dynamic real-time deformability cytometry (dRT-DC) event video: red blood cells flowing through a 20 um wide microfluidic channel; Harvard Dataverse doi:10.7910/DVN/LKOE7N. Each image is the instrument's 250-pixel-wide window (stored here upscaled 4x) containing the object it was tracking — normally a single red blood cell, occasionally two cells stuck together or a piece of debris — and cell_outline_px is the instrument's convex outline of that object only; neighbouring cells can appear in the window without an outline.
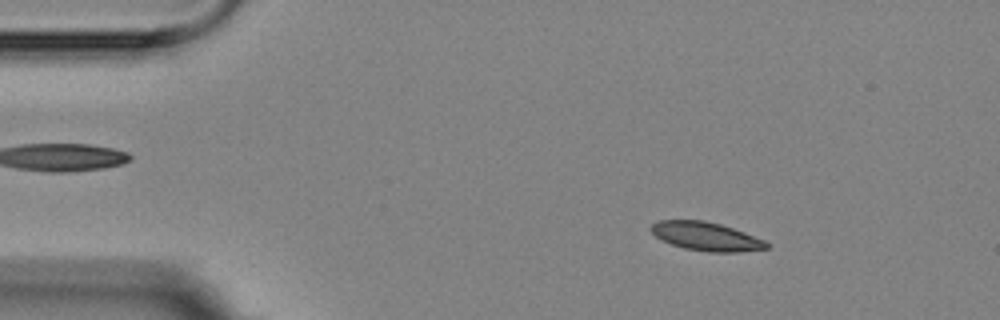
{"species": "Egyptian fruit bat (a non-hibernating species)", "species_latin": "Rousettus aegyptiacus", "temperature_condition": "room temperature", "stored_images_in_passage": 6, "camera_frame_rate_fps": 3000, "um_per_image_px": 0.085, "animal": {"sex": "female"}, "frame": {"image": 1, "passage_image": 1, "time_ms": 0.0, "image_size_px": [1000, 320], "cell_outline_px": [[768, 248], [740, 252], [708, 252], [684, 248], [672, 244], [656, 236], [648, 228], [652, 224], [660, 220], [704, 220], [720, 224], [744, 232], [764, 240], [768, 244]], "centroid_in_image_um": [60.01, 20.09], "position_along_channel_um": 25.0, "area_um2": 19.07}}
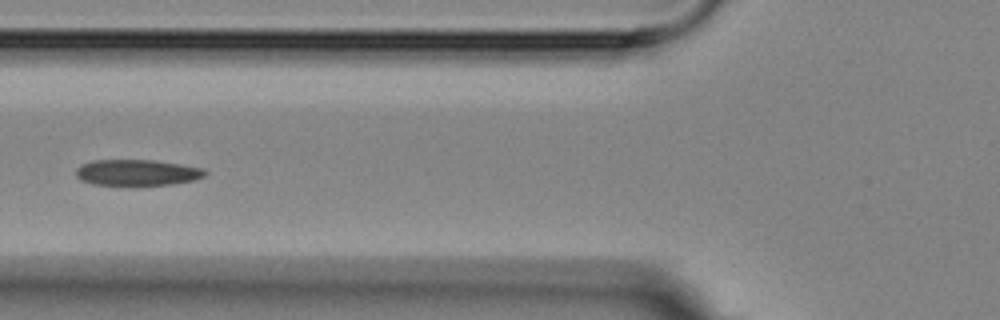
{"frame": {"image": 2, "passage_image": 4, "time_ms": 4.333, "image_size_px": [1000, 320], "cell_outline_px": [[208, 172], [204, 176], [196, 180], [172, 184], [136, 188], [92, 184], [80, 180], [76, 176], [76, 168], [80, 164], [92, 160], [156, 160], [204, 168]], "centroid_in_image_um": [11.64, 14.71], "position_along_channel_um": 114.2, "area_um2": 20.69}}
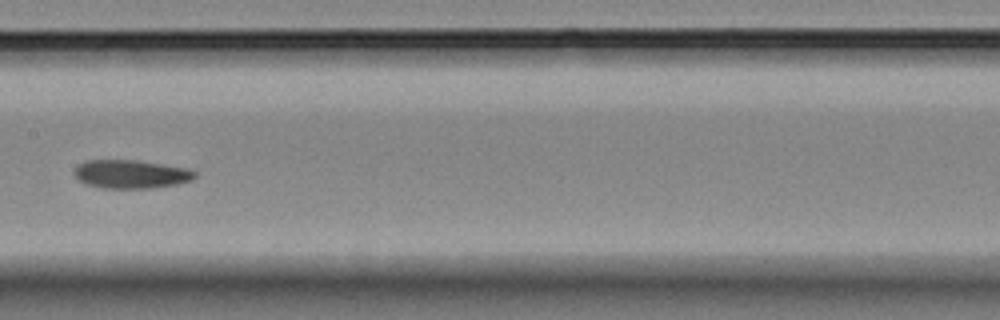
{"frame": {"image": 3, "passage_image": 6, "time_ms": 6.667, "image_size_px": [1000, 320], "cell_outline_px": [[196, 176], [192, 180], [176, 184], [148, 188], [100, 188], [84, 184], [72, 172], [80, 164], [88, 160], [136, 160], [184, 168], [196, 172]], "centroid_in_image_um": [11.09, 14.81], "position_along_channel_um": 196.3, "area_um2": 19.77}}